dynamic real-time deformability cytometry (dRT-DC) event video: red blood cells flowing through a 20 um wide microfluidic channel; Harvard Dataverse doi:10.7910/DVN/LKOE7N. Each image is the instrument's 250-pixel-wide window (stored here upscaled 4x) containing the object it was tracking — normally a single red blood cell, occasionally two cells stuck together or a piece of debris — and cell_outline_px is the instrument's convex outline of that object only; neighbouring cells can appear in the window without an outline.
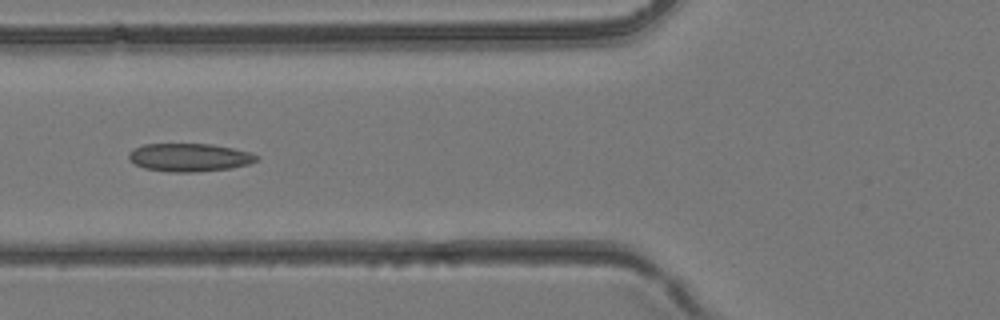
{"species": "common noctule bat (a hibernating species)", "species_latin": "Nyctalus noctula", "temperature_condition": "room temperature", "stored_images_in_passage": 4, "camera_frame_rate_fps": 3000, "um_per_image_px": 0.085, "animal": {"sex": "female", "body_mass_g": 24.6, "forearm_length_mm": 56.2}, "frame": {"image": 1, "passage_image": 4, "time_ms": 1.0, "image_size_px": [1000, 320], "cell_outline_px": [[260, 160], [248, 164], [232, 168], [192, 172], [168, 172], [144, 168], [128, 160], [128, 152], [132, 148], [144, 144], [212, 144], [252, 152], [260, 156]], "centroid_in_image_um": [16.1, 13.38], "position_along_channel_um": 109.7, "area_um2": 21.21}}